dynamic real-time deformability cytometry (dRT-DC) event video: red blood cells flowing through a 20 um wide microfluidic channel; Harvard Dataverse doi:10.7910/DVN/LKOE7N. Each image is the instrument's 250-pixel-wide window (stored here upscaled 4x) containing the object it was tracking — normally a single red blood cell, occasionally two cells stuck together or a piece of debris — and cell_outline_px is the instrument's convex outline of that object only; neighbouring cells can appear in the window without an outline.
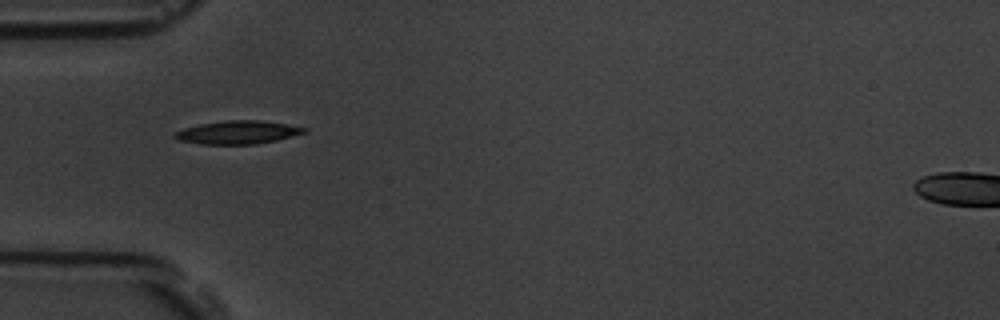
{"species": "common noctule bat (a hibernating species)", "species_latin": "Nyctalus noctula", "temperature_condition": "room temperature", "stored_images_in_passage": 2, "camera_frame_rate_fps": 3000, "um_per_image_px": 0.085, "animal": {"sex": "male", "body_mass_g": 19.5, "forearm_length_mm": 54.6}, "frame": {"image": 1, "passage_image": 1, "time_ms": 0.0, "image_size_px": [1000, 320], "cell_outline_px": [[308, 132], [276, 140], [256, 144], [200, 144], [180, 140], [172, 136], [172, 132], [184, 128], [200, 124], [224, 120], [260, 120], [308, 128]], "centroid_in_image_um": [20.18, 11.25], "position_along_channel_um": 64.8, "area_um2": 17.51}}
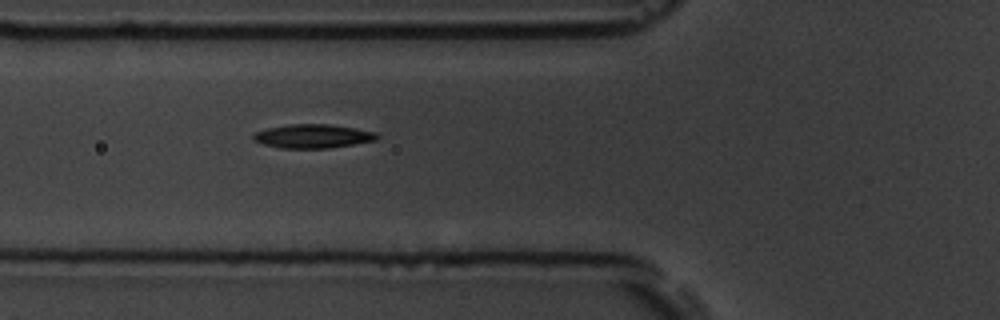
{"frame": {"image": 2, "passage_image": 2, "time_ms": 1.0, "image_size_px": [1000, 320], "cell_outline_px": [[380, 136], [376, 140], [328, 148], [280, 148], [264, 144], [252, 140], [252, 136], [256, 132], [268, 128], [288, 124], [328, 124], [356, 128], [376, 132]], "centroid_in_image_um": [26.59, 11.57], "position_along_channel_um": 99.2, "area_um2": 17.11}}